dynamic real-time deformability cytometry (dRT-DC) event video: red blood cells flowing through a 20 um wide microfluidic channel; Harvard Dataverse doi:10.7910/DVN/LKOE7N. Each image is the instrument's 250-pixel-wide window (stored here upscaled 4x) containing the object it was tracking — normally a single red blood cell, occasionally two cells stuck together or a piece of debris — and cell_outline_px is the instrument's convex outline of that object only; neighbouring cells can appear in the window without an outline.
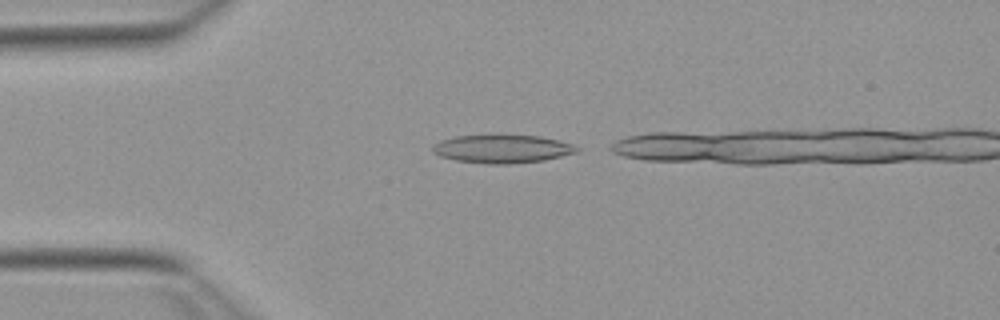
{"species": "Egyptian fruit bat (a non-hibernating species)", "species_latin": "Rousettus aegyptiacus", "temperature_condition": "warm", "stored_images_in_passage": 15, "camera_frame_rate_fps": 3000, "um_per_image_px": 0.085, "animal": {"sex": "female"}, "frame": {"image": 1, "passage_image": 2, "time_ms": 0.333, "image_size_px": [1000, 320], "cell_outline_px": [[580, 148], [576, 152], [544, 160], [508, 164], [488, 164], [456, 160], [440, 156], [432, 152], [432, 144], [440, 140], [456, 136], [496, 132], [540, 136], [560, 140], [572, 144]], "centroid_in_image_um": [42.65, 12.6], "position_along_channel_um": 42.4, "area_um2": 24.68}}
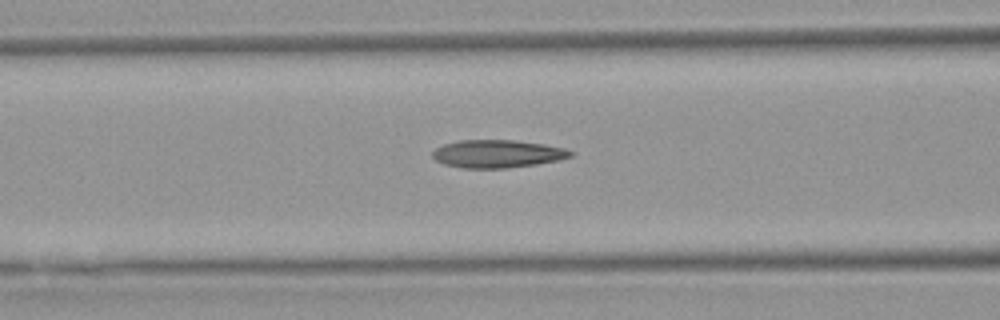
{"frame": {"image": 2, "passage_image": 10, "time_ms": 3.0, "image_size_px": [1000, 320], "cell_outline_px": [[576, 152], [572, 156], [560, 160], [536, 164], [504, 168], [460, 168], [444, 164], [436, 160], [432, 156], [432, 152], [436, 148], [444, 144], [460, 140], [516, 140], [544, 144], [564, 148]], "centroid_in_image_um": [42.3, 13.07], "position_along_channel_um": 124.3, "area_um2": 22.48}}
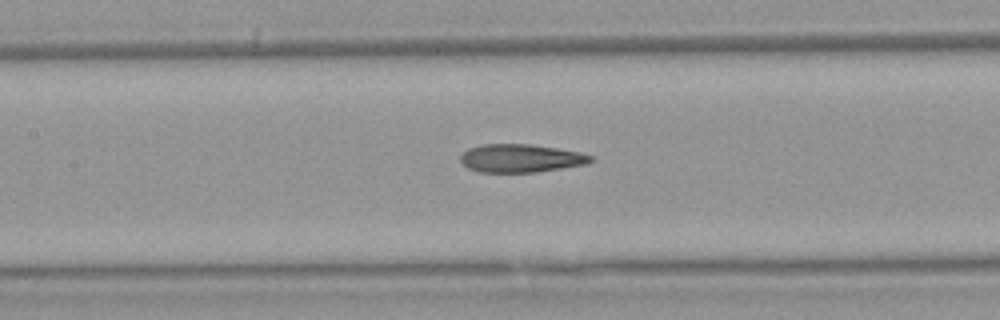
{"frame": {"image": 3, "passage_image": 13, "time_ms": 4.0, "image_size_px": [1000, 320], "cell_outline_px": [[596, 160], [588, 164], [536, 172], [480, 172], [468, 168], [460, 160], [460, 156], [468, 148], [480, 144], [528, 144], [556, 148], [580, 152], [592, 156]], "centroid_in_image_um": [44.29, 13.45], "position_along_channel_um": 163.1, "area_um2": 21.44}}